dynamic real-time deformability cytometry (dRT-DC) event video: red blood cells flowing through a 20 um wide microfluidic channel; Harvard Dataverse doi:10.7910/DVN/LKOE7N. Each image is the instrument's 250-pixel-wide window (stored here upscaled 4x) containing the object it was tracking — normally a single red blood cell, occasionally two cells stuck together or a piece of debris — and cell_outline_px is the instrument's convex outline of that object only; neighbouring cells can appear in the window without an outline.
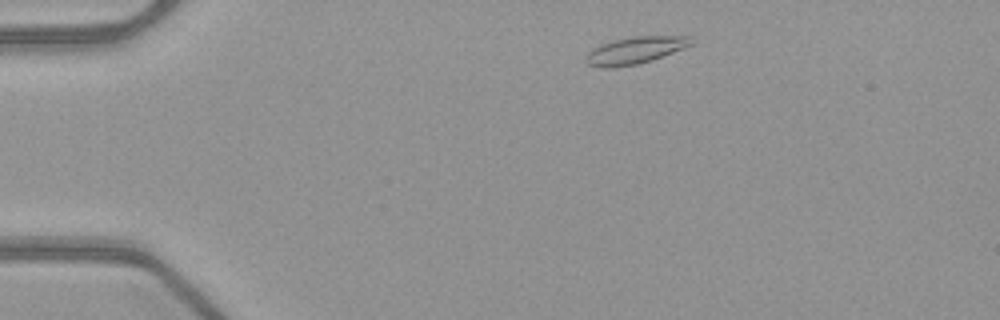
{"species": "common noctule bat (a hibernating species)", "species_latin": "Nyctalus noctula", "temperature_condition": "warm", "stored_images_in_passage": 45, "camera_frame_rate_fps": 3000, "um_per_image_px": 0.085, "animal": {"sex": "female", "body_mass_g": 21.9}, "frame": {"image": 1, "passage_image": 3, "time_ms": 0.667, "image_size_px": [1000, 320], "cell_outline_px": [[696, 44], [652, 60], [636, 64], [612, 68], [604, 68], [588, 64], [584, 60], [588, 52], [592, 48], [600, 44], [612, 40], [632, 36], [692, 36]], "centroid_in_image_um": [54.02, 4.26], "position_along_channel_um": 31.0, "area_um2": 16.88}}
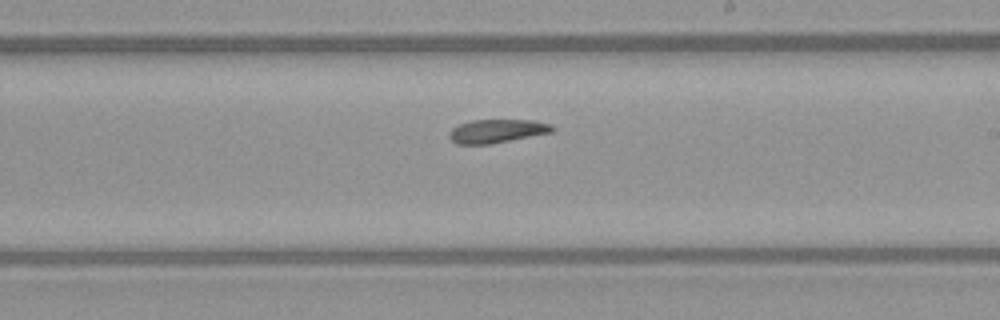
{"frame": {"image": 2, "passage_image": 24, "time_ms": 7.667, "image_size_px": [1000, 320], "cell_outline_px": [[556, 128], [552, 132], [488, 144], [456, 144], [448, 136], [452, 128], [460, 124], [472, 120], [532, 120], [552, 124]], "centroid_in_image_um": [42.25, 11.13], "position_along_channel_um": 246.8, "area_um2": 13.99}}
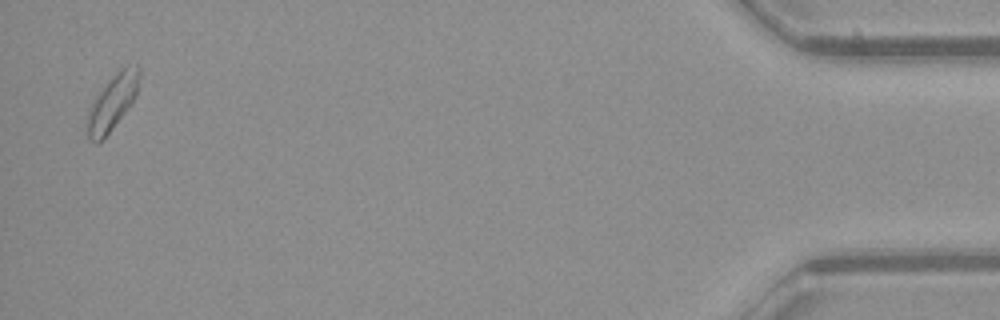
{"frame": {"image": 3, "passage_image": 44, "time_ms": 14.333, "image_size_px": [1000, 320], "cell_outline_px": [[140, 72], [136, 96], [104, 140], [96, 144], [88, 136], [88, 108], [92, 100], [108, 80], [120, 68], [136, 64], [140, 64]], "centroid_in_image_um": [9.55, 8.68], "position_along_channel_um": 425.6, "area_um2": 16.7}, "authors_computed_cell_mechanics": {"area_um2": 14.9702, "velocity_mm_per_s": 3.9836, "shape_relaxation_time_tau1_ms": null, "shape_relaxation_time_tau2_ms": 2.3499, "deformation_change_tau1": null, "deformation_change_tau2": 0.1048}}